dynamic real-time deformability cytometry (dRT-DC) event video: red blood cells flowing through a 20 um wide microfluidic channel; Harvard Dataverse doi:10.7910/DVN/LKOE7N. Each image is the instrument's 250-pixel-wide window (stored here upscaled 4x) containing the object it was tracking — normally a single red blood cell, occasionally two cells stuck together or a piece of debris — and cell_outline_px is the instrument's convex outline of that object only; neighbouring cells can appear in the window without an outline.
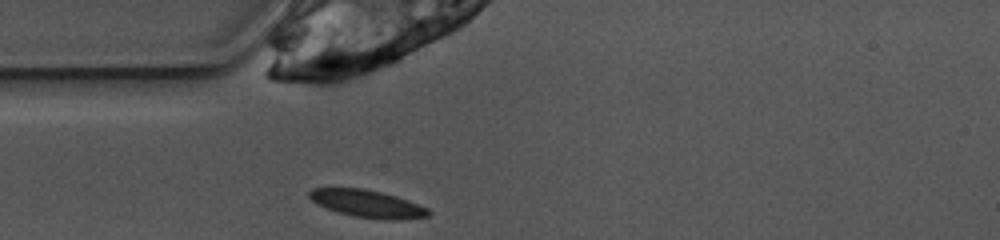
{"species": "common noctule bat (a hibernating species)", "species_latin": "Nyctalus noctula", "temperature_condition": "warm", "stored_images_in_passage": 32, "camera_frame_rate_fps": 3000, "um_per_image_px": 0.085, "animal": {"sex": "female", "body_mass_g": 10.0, "forearm_length_mm": 53.1}, "frame": {"image": 1, "passage_image": 1, "time_ms": 0.0, "image_size_px": [1000, 240], "cell_outline_px": [[432, 212], [428, 216], [400, 220], [388, 220], [352, 216], [328, 208], [312, 200], [308, 196], [308, 192], [312, 188], [364, 188], [396, 196], [408, 200], [428, 208]], "centroid_in_image_um": [31.27, 17.31], "position_along_channel_um": 53.7, "area_um2": 18.9}}
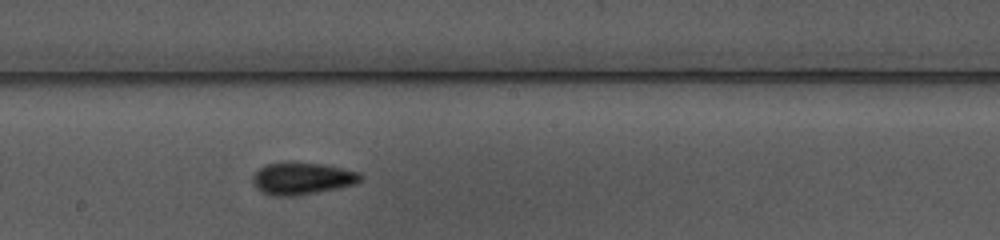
{"frame": {"image": 2, "passage_image": 14, "time_ms": 4.333, "image_size_px": [1000, 240], "cell_outline_px": [[364, 176], [356, 184], [296, 196], [272, 196], [260, 192], [256, 188], [252, 180], [252, 176], [260, 168], [268, 164], [324, 164], [360, 172]], "centroid_in_image_um": [25.69, 15.2], "position_along_channel_um": 222.5, "area_um2": 19.77}}
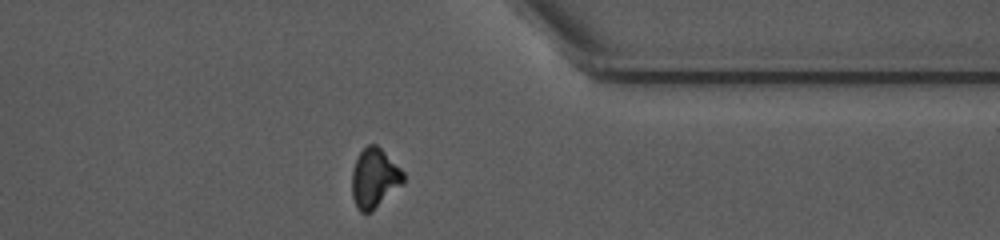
{"frame": {"image": 3, "passage_image": 27, "time_ms": 8.667, "image_size_px": [1000, 240], "cell_outline_px": [[404, 184], [372, 212], [360, 212], [356, 208], [352, 196], [352, 172], [356, 160], [360, 152], [368, 144], [376, 144], [404, 172]], "centroid_in_image_um": [31.83, 15.18], "position_along_channel_um": 379.6, "area_um2": 17.92}, "authors_computed_cell_mechanics": {"area_um2": 18.9295, "velocity_mm_per_s": 3.9033, "shape_relaxation_time_tau1_ms": 5.1037, "shape_relaxation_time_tau2_ms": 5.5157, "deformation_change_tau1": 0.1489, "deformation_change_tau2": 0.0926}}